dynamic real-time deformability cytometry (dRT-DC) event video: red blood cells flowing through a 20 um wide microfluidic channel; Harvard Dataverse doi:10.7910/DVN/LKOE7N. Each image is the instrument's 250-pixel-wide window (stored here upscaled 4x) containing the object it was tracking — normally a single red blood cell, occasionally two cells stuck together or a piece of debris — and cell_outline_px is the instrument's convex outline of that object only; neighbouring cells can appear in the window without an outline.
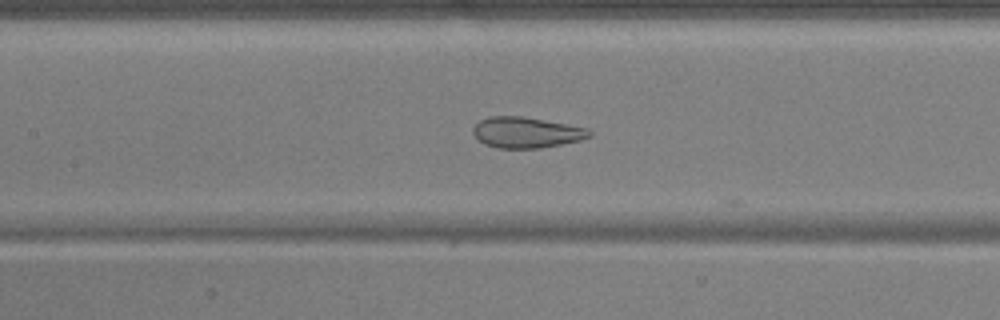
{"species": "common noctule bat (a hibernating species)", "species_latin": "Nyctalus noctula", "temperature_condition": "warm", "stored_images_in_passage": 30, "camera_frame_rate_fps": 3000, "um_per_image_px": 0.085, "animal": {"sex": "male", "body_mass_g": 17.9, "forearm_length_mm": 54.2}, "frame": {"image": 1, "passage_image": 9, "time_ms": 2.667, "image_size_px": [1000, 320], "cell_outline_px": [[592, 136], [580, 140], [540, 148], [496, 148], [484, 144], [472, 132], [472, 128], [480, 120], [488, 116], [520, 116], [588, 128], [592, 132]], "centroid_in_image_um": [44.72, 11.26], "position_along_channel_um": 162.7, "area_um2": 20.75}}
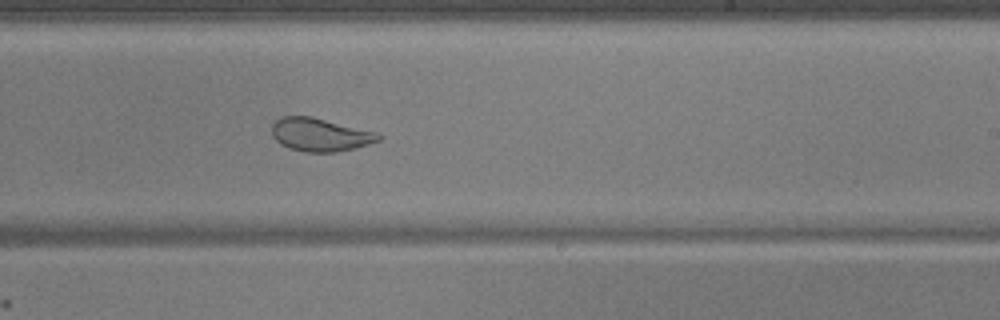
{"frame": {"image": 2, "passage_image": 17, "time_ms": 5.333, "image_size_px": [1000, 320], "cell_outline_px": [[384, 136], [380, 140], [368, 144], [336, 152], [304, 152], [288, 148], [280, 144], [272, 136], [272, 124], [280, 116], [312, 116], [380, 132]], "centroid_in_image_um": [27.23, 11.43], "position_along_channel_um": 261.8, "area_um2": 20.98}}
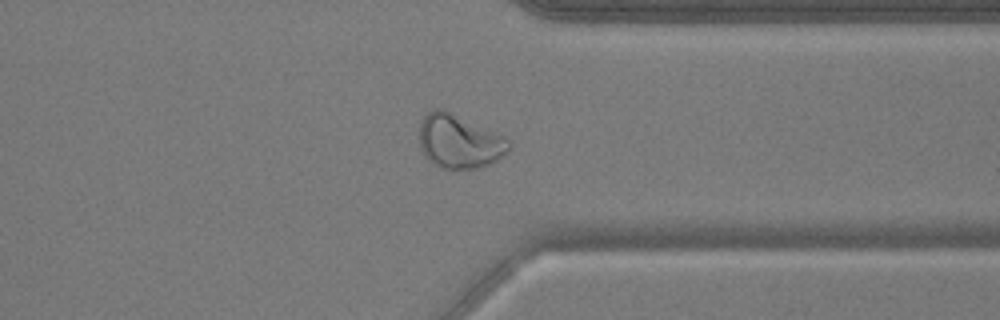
{"frame": {"image": 3, "passage_image": 26, "time_ms": 8.333, "image_size_px": [1000, 320], "cell_outline_px": [[512, 148], [504, 156], [488, 164], [476, 168], [440, 168], [432, 164], [424, 156], [420, 148], [420, 120], [432, 108], [440, 108], [504, 136], [512, 144]], "centroid_in_image_um": [39.02, 12.03], "position_along_channel_um": 372.4, "area_um2": 27.98}, "authors_computed_cell_mechanics": {"area_um2": 21.2415, "velocity_mm_per_s": 3.7356, "shape_relaxation_time_tau1_ms": null, "shape_relaxation_time_tau2_ms": 0.7759, "deformation_change_tau1": null, "deformation_change_tau2": 0.0839}}